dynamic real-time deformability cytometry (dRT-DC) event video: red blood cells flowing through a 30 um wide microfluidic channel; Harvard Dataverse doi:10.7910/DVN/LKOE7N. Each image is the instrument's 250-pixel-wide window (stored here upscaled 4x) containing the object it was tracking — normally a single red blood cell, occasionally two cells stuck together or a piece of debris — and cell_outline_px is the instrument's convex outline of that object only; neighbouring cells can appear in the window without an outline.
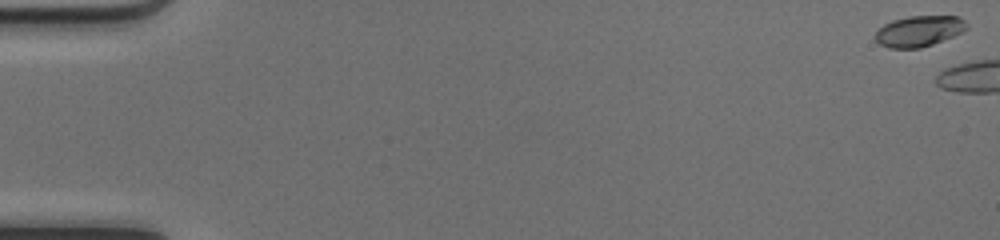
{"species": "common noctule bat (a hibernating species)", "species_latin": "Nyctalus noctula", "temperature_condition": "cold", "stored_images_in_passage": 4, "camera_frame_rate_fps": 3000, "um_per_image_px": 0.085, "animal": {"sex": "female", "body_mass_g": 17.0, "forearm_length_mm": 48.0}, "frame": {"image": 1, "passage_image": 1, "time_ms": 0.0, "image_size_px": [1000, 240], "cell_outline_px": [[968, 28], [952, 36], [932, 44], [920, 48], [888, 48], [880, 44], [876, 40], [876, 32], [884, 24], [892, 20], [908, 16], [960, 16], [968, 24]], "centroid_in_image_um": [78.12, 2.63], "position_along_channel_um": 6.9, "area_um2": 16.3}}